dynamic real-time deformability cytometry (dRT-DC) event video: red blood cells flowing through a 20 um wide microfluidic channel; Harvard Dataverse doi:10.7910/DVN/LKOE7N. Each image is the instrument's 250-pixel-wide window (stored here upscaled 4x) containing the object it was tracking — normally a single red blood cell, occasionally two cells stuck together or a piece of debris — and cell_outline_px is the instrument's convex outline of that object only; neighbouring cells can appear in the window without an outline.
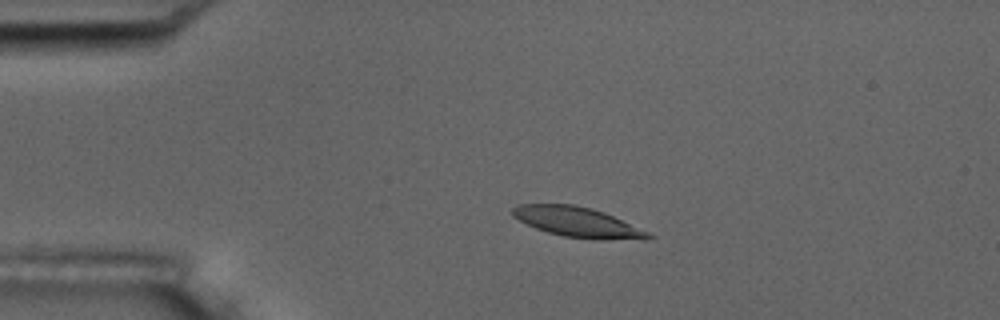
{"species": "common noctule bat (a hibernating species)", "species_latin": "Nyctalus noctula", "temperature_condition": "room temperature", "stored_images_in_passage": 5, "camera_frame_rate_fps": 3000, "um_per_image_px": 0.085, "animal": {"sex": "male", "body_mass_g": 17.5, "forearm_length_mm": 52.3}, "frame": {"image": 1, "passage_image": 4, "time_ms": 3.667, "image_size_px": [1000, 320], "cell_outline_px": [[656, 236], [644, 240], [600, 240], [564, 236], [548, 232], [536, 228], [512, 216], [512, 208], [516, 204], [576, 204], [592, 208], [604, 212], [648, 232]], "centroid_in_image_um": [49.12, 18.88], "position_along_channel_um": 35.9, "area_um2": 23.81}}